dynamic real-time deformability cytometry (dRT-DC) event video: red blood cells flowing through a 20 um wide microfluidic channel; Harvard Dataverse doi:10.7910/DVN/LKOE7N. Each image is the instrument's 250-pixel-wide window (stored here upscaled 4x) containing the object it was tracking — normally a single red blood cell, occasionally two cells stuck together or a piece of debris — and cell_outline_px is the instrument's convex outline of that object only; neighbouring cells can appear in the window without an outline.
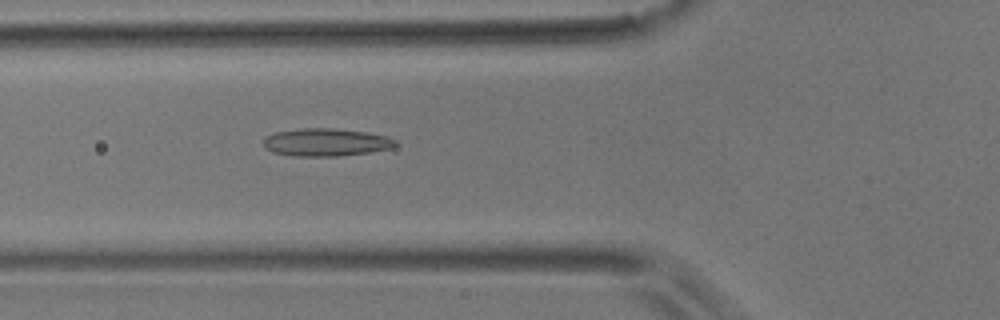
{"species": "common noctule bat (a hibernating species)", "species_latin": "Nyctalus noctula", "temperature_condition": "room temperature", "stored_images_in_passage": 47, "camera_frame_rate_fps": 3000, "um_per_image_px": 0.085, "animal": {"sex": "male", "body_mass_g": 17.9}, "frame": {"image": 1, "passage_image": 15, "time_ms": 4.667, "image_size_px": [1000, 320], "cell_outline_px": [[396, 144], [392, 148], [368, 152], [336, 156], [292, 156], [272, 152], [264, 148], [264, 140], [268, 136], [276, 132], [300, 128], [336, 128], [368, 132], [388, 136], [396, 140]], "centroid_in_image_um": [27.71, 12.09], "position_along_channel_um": 98.1, "area_um2": 21.39}}
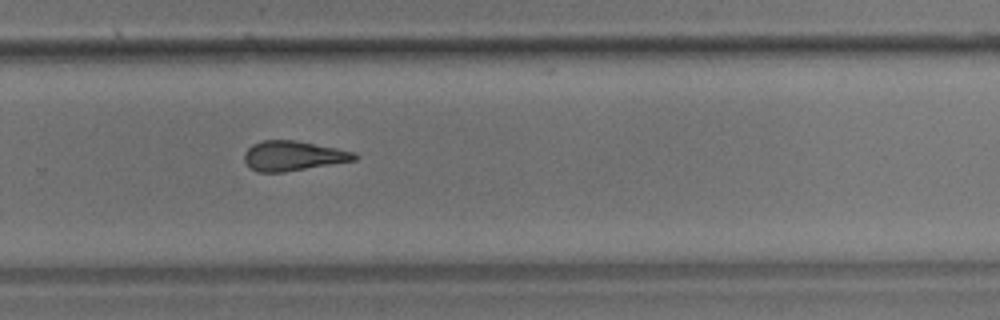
{"frame": {"image": 2, "passage_image": 31, "time_ms": 10.0, "image_size_px": [1000, 320], "cell_outline_px": [[360, 156], [356, 160], [284, 172], [260, 172], [252, 168], [244, 160], [244, 152], [252, 144], [260, 140], [296, 140], [356, 152]], "centroid_in_image_um": [24.93, 13.23], "position_along_channel_um": 304.9, "area_um2": 19.13}}
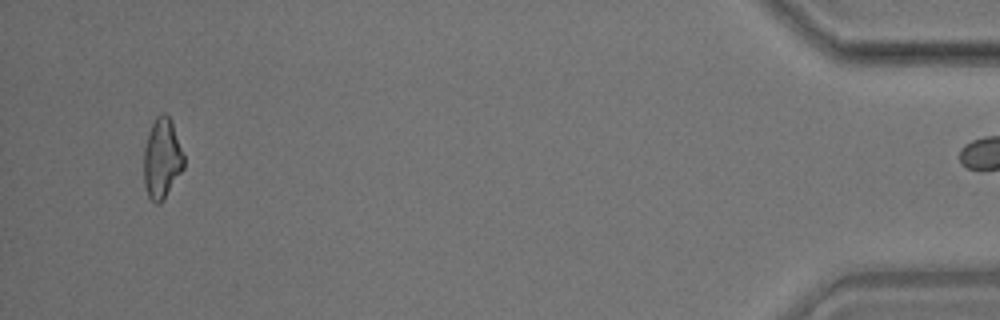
{"frame": {"image": 3, "passage_image": 46, "time_ms": 15.0, "image_size_px": [1000, 320], "cell_outline_px": [[184, 168], [160, 204], [156, 204], [148, 196], [144, 184], [144, 148], [148, 132], [156, 116], [160, 112], [164, 112], [168, 116], [172, 124], [184, 156]], "centroid_in_image_um": [13.75, 13.47], "position_along_channel_um": 421.4, "area_um2": 18.55}}